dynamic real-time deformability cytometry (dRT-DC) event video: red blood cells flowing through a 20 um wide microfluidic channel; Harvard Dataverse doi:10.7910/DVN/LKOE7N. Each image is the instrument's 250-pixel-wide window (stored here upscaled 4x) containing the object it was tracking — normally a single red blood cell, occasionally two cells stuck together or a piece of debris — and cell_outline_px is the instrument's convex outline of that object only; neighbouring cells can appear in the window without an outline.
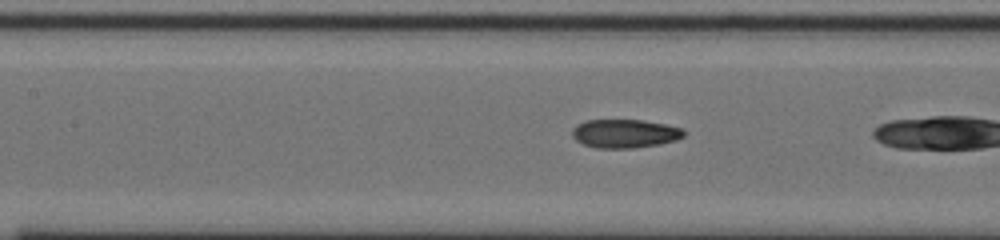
{"species": "common noctule bat (a hibernating species)", "species_latin": "Nyctalus noctula", "temperature_condition": "cold", "stored_images_in_passage": 5, "camera_frame_rate_fps": 3000, "um_per_image_px": 0.085, "animal": {"sex": "male", "body_mass_g": 20.0, "forearm_length_mm": 53.3}, "frame": {"image": 1, "passage_image": 4, "time_ms": 1.0, "image_size_px": [1000, 240], "cell_outline_px": [[684, 136], [676, 140], [660, 144], [632, 148], [596, 148], [584, 144], [576, 140], [572, 136], [572, 128], [576, 124], [584, 120], [640, 120], [664, 124], [684, 128]], "centroid_in_image_um": [53.09, 11.35], "position_along_channel_um": 154.3, "area_um2": 18.67}}